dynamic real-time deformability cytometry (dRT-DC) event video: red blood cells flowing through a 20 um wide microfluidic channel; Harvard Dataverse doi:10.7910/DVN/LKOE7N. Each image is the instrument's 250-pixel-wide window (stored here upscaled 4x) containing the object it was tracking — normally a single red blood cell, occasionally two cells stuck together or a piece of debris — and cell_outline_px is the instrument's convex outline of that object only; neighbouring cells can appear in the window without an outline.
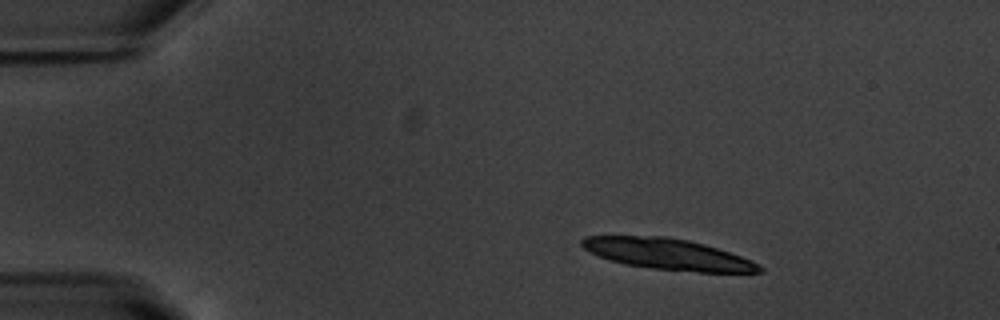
{"species": "common noctule bat (a hibernating species)", "species_latin": "Nyctalus noctula", "temperature_condition": "warm", "stored_images_in_passage": 28, "camera_frame_rate_fps": 3000, "um_per_image_px": 0.085, "animal": {"sex": "male", "body_mass_g": 20.1, "forearm_length_mm": 53.5}, "frame": {"image": 1, "passage_image": 7, "time_ms": 2.0, "image_size_px": [1000, 320], "cell_outline_px": [[764, 272], [696, 272], [652, 268], [624, 264], [600, 256], [584, 248], [580, 244], [580, 240], [584, 236], [668, 236], [688, 240], [704, 244], [752, 260], [764, 268]], "centroid_in_image_um": [56.78, 21.6], "position_along_channel_um": 28.2, "area_um2": 31.85}}